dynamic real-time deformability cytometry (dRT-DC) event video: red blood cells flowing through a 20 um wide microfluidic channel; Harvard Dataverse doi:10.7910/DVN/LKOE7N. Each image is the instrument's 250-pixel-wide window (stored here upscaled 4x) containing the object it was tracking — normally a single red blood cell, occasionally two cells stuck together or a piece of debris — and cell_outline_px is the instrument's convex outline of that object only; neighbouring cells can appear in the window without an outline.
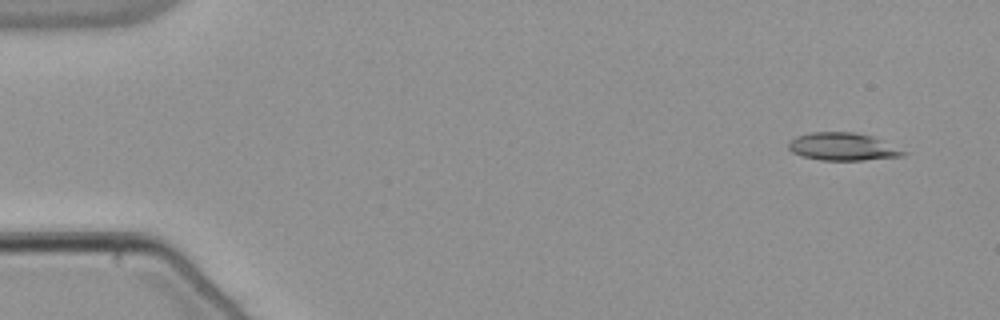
{"species": "common noctule bat (a hibernating species)", "species_latin": "Nyctalus noctula", "temperature_condition": "warm", "stored_images_in_passage": 54, "camera_frame_rate_fps": 3000, "um_per_image_px": 0.085, "animal": {"sex": "male", "body_mass_g": 21.5, "forearm_length_mm": 52.0}, "frame": {"image": 1, "passage_image": 4, "time_ms": 1.0, "image_size_px": [1000, 320], "cell_outline_px": [[908, 152], [904, 156], [864, 160], [820, 160], [800, 156], [792, 152], [788, 148], [788, 140], [796, 136], [812, 132], [852, 132], [872, 136]], "centroid_in_image_um": [71.6, 12.47], "position_along_channel_um": 13.4, "area_um2": 18.61}}
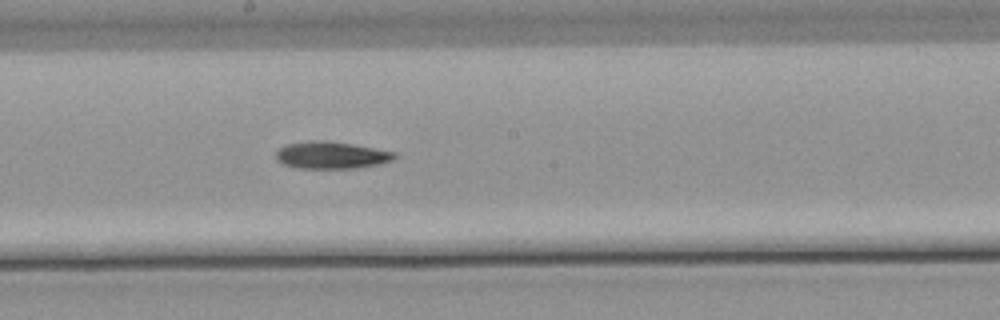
{"frame": {"image": 2, "passage_image": 30, "time_ms": 9.667, "image_size_px": [1000, 320], "cell_outline_px": [[396, 156], [392, 160], [380, 164], [356, 168], [300, 168], [284, 164], [276, 160], [276, 152], [280, 148], [288, 144], [308, 140], [324, 140], [352, 144], [396, 152]], "centroid_in_image_um": [28.16, 13.18], "position_along_channel_um": 220.0, "area_um2": 18.67}}
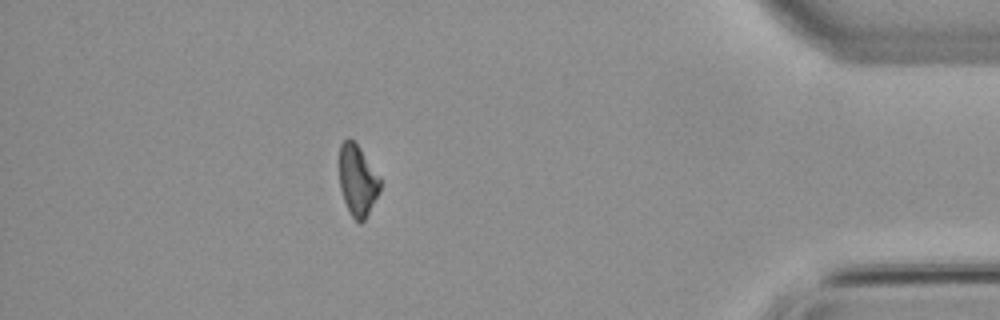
{"frame": {"image": 3, "passage_image": 48, "time_ms": 15.667, "image_size_px": [1000, 320], "cell_outline_px": [[380, 188], [364, 220], [360, 224], [352, 216], [344, 200], [340, 188], [340, 144], [348, 136], [360, 148], [380, 176]], "centroid_in_image_um": [30.38, 15.29], "position_along_channel_um": 404.8, "area_um2": 16.53}}